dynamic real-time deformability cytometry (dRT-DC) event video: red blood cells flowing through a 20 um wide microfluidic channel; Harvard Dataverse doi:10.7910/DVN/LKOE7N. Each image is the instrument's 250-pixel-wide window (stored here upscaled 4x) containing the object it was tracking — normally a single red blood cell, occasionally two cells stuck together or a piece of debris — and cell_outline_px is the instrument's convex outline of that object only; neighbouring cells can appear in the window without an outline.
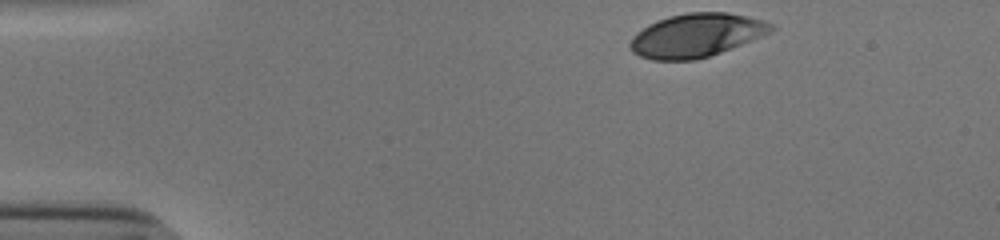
{"species": "human", "species_latin": "Homo sapiens", "temperature_condition": "cold", "stored_images_in_passage": 36, "camera_frame_rate_fps": 3000, "um_per_image_px": 0.085, "donor": {"sex": "male"}, "frame": {"image": 1, "passage_image": 1, "time_ms": 0.0, "image_size_px": [1000, 240], "cell_outline_px": [[776, 28], [760, 36], [720, 52], [696, 60], [652, 60], [640, 56], [632, 52], [628, 44], [632, 36], [648, 24], [656, 20], [668, 16], [688, 12], [728, 12], [748, 16], [764, 20], [772, 24]], "centroid_in_image_um": [59.14, 2.99], "position_along_channel_um": 25.9, "area_um2": 35.66}}
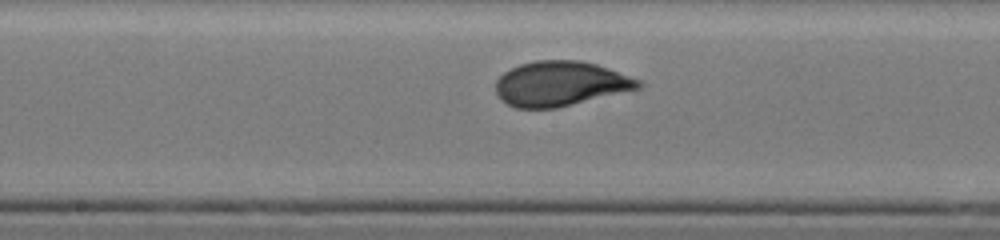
{"frame": {"image": 2, "passage_image": 21, "time_ms": 6.667, "image_size_px": [1000, 240], "cell_outline_px": [[644, 84], [640, 88], [556, 108], [516, 108], [508, 104], [496, 96], [496, 80], [504, 72], [520, 64], [536, 60], [580, 60], [596, 64], [608, 68], [640, 80]], "centroid_in_image_um": [47.61, 7.11], "position_along_channel_um": 200.6, "area_um2": 37.11}}
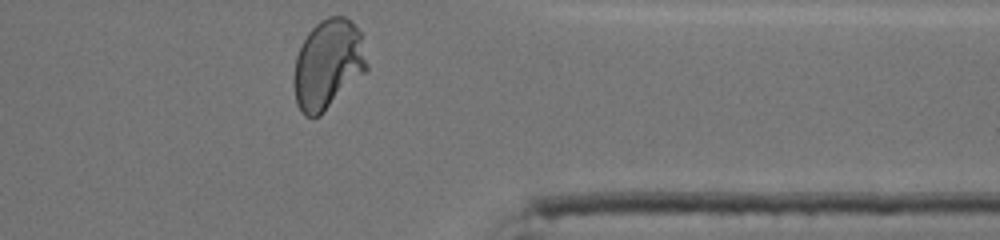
{"frame": {"image": 3, "passage_image": 36, "time_ms": 11.667, "image_size_px": [1000, 240], "cell_outline_px": [[368, 68], [320, 116], [312, 120], [304, 116], [300, 112], [296, 104], [292, 80], [292, 76], [296, 56], [308, 32], [320, 20], [328, 16], [344, 16], [352, 20], [360, 32], [368, 64]], "centroid_in_image_um": [27.84, 5.49], "position_along_channel_um": 383.6, "area_um2": 38.44}, "authors_computed_cell_mechanics": {"area_um2": 36.8186, "velocity_mm_per_s": 3.8384, "shape_relaxation_time_tau1_ms": 4.4252, "shape_relaxation_time_tau2_ms": null, "deformation_change_tau1": 0.1706, "deformation_change_tau2": null}}